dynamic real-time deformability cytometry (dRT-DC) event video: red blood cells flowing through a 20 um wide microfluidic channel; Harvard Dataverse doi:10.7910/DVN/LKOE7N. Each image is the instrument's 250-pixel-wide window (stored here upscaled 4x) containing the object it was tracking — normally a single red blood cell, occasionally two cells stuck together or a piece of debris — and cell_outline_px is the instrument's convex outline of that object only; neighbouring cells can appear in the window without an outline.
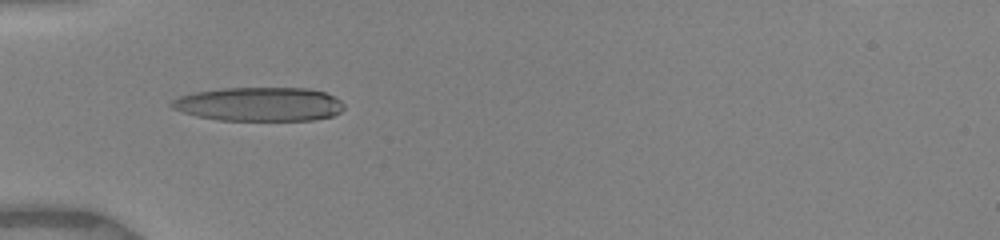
{"species": "human", "species_latin": "Homo sapiens", "temperature_condition": "warm", "stored_images_in_passage": 18, "camera_frame_rate_fps": 3000, "um_per_image_px": 0.085, "donor": {"sex": "female"}, "frame": {"image": 1, "passage_image": 4, "time_ms": 0.667, "image_size_px": [1000, 240], "cell_outline_px": [[344, 108], [340, 112], [332, 116], [312, 120], [220, 120], [196, 116], [172, 108], [168, 104], [172, 100], [180, 96], [196, 92], [220, 88], [308, 88], [324, 92], [340, 100], [344, 104]], "centroid_in_image_um": [22.03, 8.85], "position_along_channel_um": 63.0, "area_um2": 34.04}}
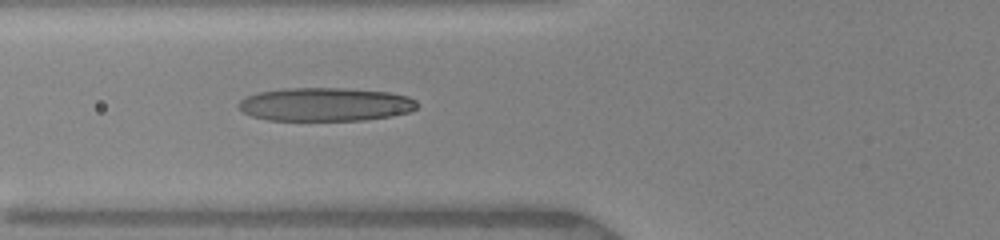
{"frame": {"image": 2, "passage_image": 8, "time_ms": 1.667, "image_size_px": [1000, 240], "cell_outline_px": [[416, 108], [408, 112], [392, 116], [364, 120], [268, 120], [252, 116], [244, 112], [240, 108], [240, 100], [248, 96], [260, 92], [288, 88], [340, 88], [388, 92], [408, 96], [416, 100]], "centroid_in_image_um": [27.68, 8.88], "position_along_channel_um": 98.1, "area_um2": 34.51}}